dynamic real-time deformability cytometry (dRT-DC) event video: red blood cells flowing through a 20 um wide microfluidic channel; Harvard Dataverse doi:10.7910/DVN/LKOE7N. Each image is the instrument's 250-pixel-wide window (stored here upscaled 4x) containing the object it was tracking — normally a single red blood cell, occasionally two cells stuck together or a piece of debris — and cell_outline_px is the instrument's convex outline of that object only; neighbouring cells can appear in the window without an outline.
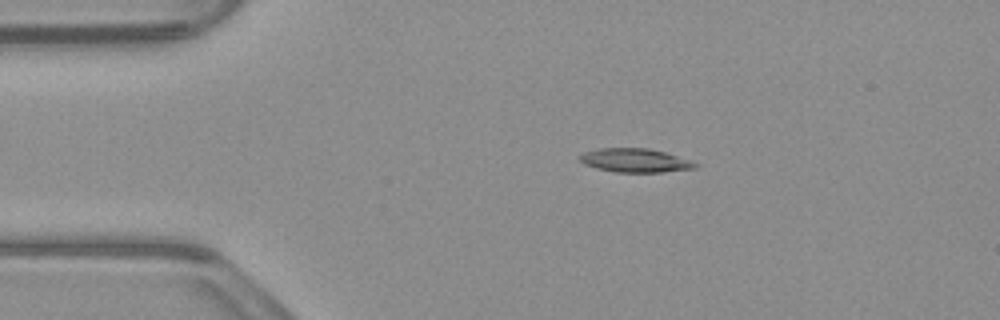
{"species": "common noctule bat (a hibernating species)", "species_latin": "Nyctalus noctula", "temperature_condition": "warm", "stored_images_in_passage": 29, "camera_frame_rate_fps": 3000, "um_per_image_px": 0.085, "animal": {"sex": "male", "body_mass_g": 23.1, "forearm_length_mm": 52.7}, "frame": {"image": 1, "passage_image": 2, "time_ms": 0.333, "image_size_px": [1000, 320], "cell_outline_px": [[700, 164], [696, 168], [660, 172], [616, 172], [596, 168], [584, 164], [580, 160], [580, 156], [584, 152], [600, 148], [648, 148], [664, 152]], "centroid_in_image_um": [53.97, 13.63], "position_along_channel_um": 31.0, "area_um2": 15.78}}
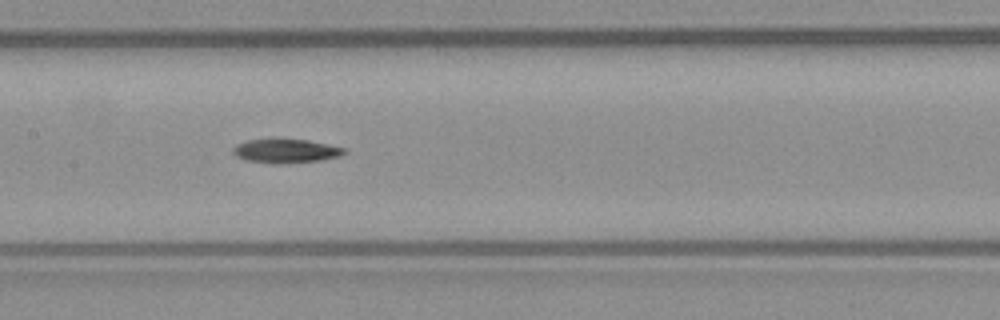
{"frame": {"image": 2, "passage_image": 17, "time_ms": 5.333, "image_size_px": [1000, 320], "cell_outline_px": [[348, 152], [340, 156], [320, 160], [280, 164], [276, 164], [248, 160], [236, 156], [232, 152], [232, 148], [236, 144], [248, 140], [272, 136], [308, 140], [328, 144], [344, 148]], "centroid_in_image_um": [24.26, 12.78], "position_along_channel_um": 183.1, "area_um2": 16.13}}
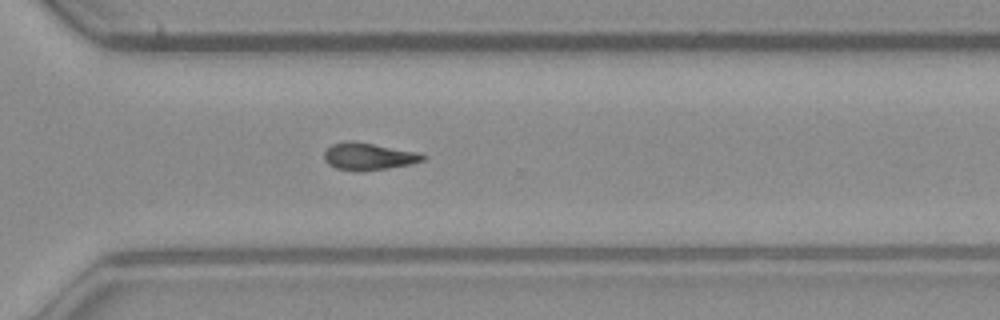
{"frame": {"image": 3, "passage_image": 29, "time_ms": 9.333, "image_size_px": [1000, 320], "cell_outline_px": [[424, 160], [412, 164], [388, 168], [360, 172], [336, 168], [328, 164], [324, 160], [324, 152], [332, 144], [344, 140], [352, 140], [416, 152], [424, 156]], "centroid_in_image_um": [31.27, 13.3], "position_along_channel_um": 339.3, "area_um2": 15.61}}